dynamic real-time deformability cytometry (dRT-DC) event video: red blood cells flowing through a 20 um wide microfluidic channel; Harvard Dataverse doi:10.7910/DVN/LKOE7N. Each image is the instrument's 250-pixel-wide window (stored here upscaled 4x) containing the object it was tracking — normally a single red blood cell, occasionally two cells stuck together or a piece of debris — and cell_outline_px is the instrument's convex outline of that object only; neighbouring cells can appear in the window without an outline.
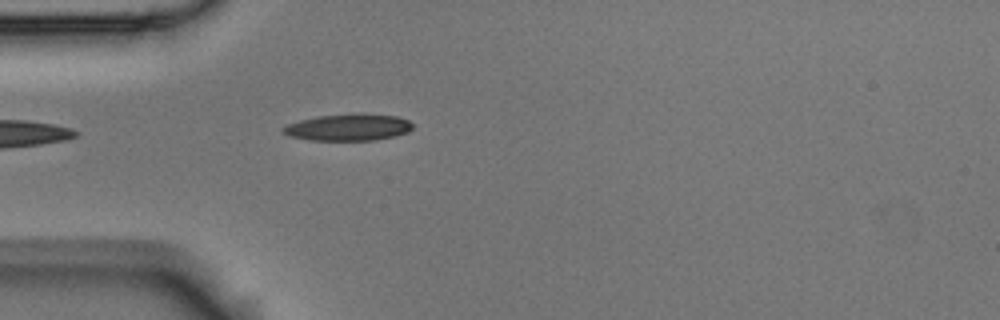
{"species": "Egyptian fruit bat (a non-hibernating species)", "species_latin": "Rousettus aegyptiacus", "temperature_condition": "room temperature", "stored_images_in_passage": 1, "camera_frame_rate_fps": 3000, "um_per_image_px": 0.085, "animal": {"sex": "male"}, "frame": {"image": 1, "passage_image": 1, "time_ms": 0.0, "image_size_px": [1000, 320], "cell_outline_px": [[412, 128], [408, 132], [392, 136], [372, 140], [308, 140], [288, 136], [280, 132], [280, 128], [288, 124], [300, 120], [316, 116], [360, 112], [364, 112], [396, 116], [408, 120], [412, 124]], "centroid_in_image_um": [29.55, 10.8], "position_along_channel_um": 55.4, "area_um2": 20.52}}